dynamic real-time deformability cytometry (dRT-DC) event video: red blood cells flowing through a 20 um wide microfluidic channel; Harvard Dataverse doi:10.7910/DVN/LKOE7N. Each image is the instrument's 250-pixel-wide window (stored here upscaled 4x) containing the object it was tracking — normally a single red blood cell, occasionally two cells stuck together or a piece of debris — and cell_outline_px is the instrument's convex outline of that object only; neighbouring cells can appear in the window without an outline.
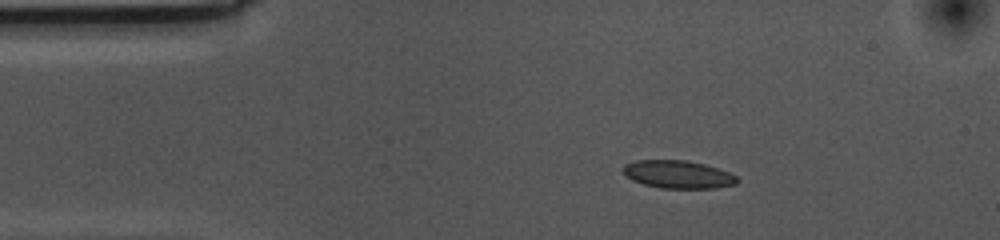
{"species": "common noctule bat (a hibernating species)", "species_latin": "Nyctalus noctula", "temperature_condition": "cold", "stored_images_in_passage": 47, "camera_frame_rate_fps": 3000, "um_per_image_px": 0.085, "animal": {"sex": "female", "body_mass_g": 10.0, "forearm_length_mm": 53.1}, "frame": {"image": 1, "passage_image": 1, "time_ms": 0.0, "image_size_px": [1000, 240], "cell_outline_px": [[740, 180], [736, 184], [716, 188], [660, 188], [644, 184], [632, 180], [624, 176], [620, 168], [624, 164], [636, 160], [688, 160], [704, 164], [728, 172], [736, 176]], "centroid_in_image_um": [57.58, 14.82], "position_along_channel_um": 27.4, "area_um2": 18.73}}
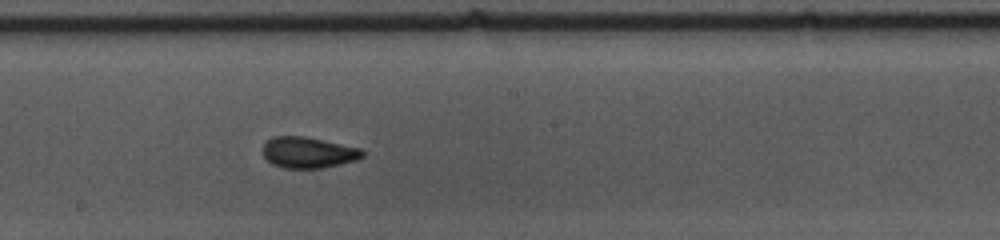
{"frame": {"image": 2, "passage_image": 21, "time_ms": 6.667, "image_size_px": [1000, 240], "cell_outline_px": [[364, 156], [356, 160], [324, 168], [284, 168], [272, 164], [264, 156], [264, 144], [272, 136], [304, 136], [324, 140], [360, 148], [364, 152]], "centroid_in_image_um": [26.21, 12.96], "position_along_channel_um": 222.0, "area_um2": 17.98}}
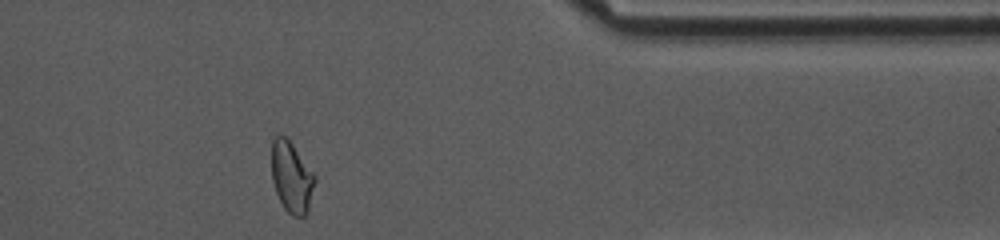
{"frame": {"image": 3, "passage_image": 37, "time_ms": 12.0, "image_size_px": [1000, 240], "cell_outline_px": [[316, 180], [308, 212], [304, 216], [292, 216], [284, 208], [276, 192], [272, 180], [272, 140], [276, 136], [284, 136], [292, 144], [316, 176]], "centroid_in_image_um": [24.8, 15.09], "position_along_channel_um": 386.6, "area_um2": 17.74}, "authors_computed_cell_mechanics": {"area_um2": 18.2648, "velocity_mm_per_s": 3.5393, "shape_relaxation_time_tau1_ms": 11.1219, "shape_relaxation_time_tau2_ms": 1.5657, "deformation_change_tau1": 0.1623, "deformation_change_tau2": 0.0501}}